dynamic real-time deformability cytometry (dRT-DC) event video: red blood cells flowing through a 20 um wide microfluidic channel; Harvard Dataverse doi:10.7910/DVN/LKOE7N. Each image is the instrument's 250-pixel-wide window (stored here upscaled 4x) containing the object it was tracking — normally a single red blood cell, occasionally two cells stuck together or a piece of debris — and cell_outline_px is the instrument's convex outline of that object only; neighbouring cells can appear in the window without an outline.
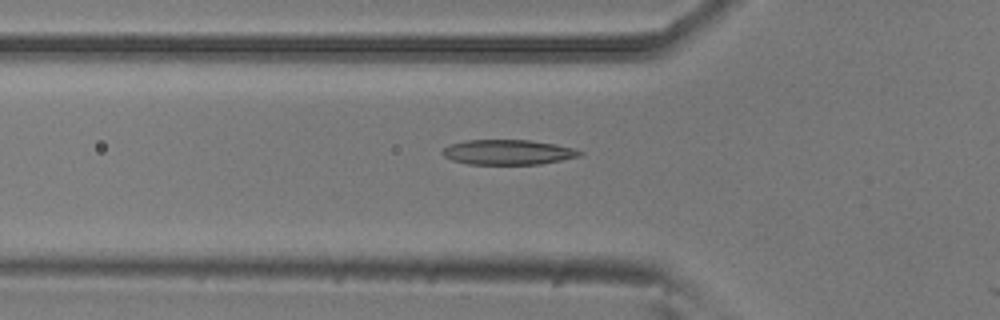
{"species": "common noctule bat (a hibernating species)", "species_latin": "Nyctalus noctula", "temperature_condition": "room temperature", "stored_images_in_passage": 19, "camera_frame_rate_fps": 3000, "um_per_image_px": 0.085, "animal": {"sex": "male", "body_mass_g": 20.5, "forearm_length_mm": 52.5}, "frame": {"image": 1, "passage_image": 18, "time_ms": 5.667, "image_size_px": [1000, 320], "cell_outline_px": [[584, 152], [580, 156], [540, 164], [468, 164], [452, 160], [444, 156], [440, 152], [448, 144], [464, 140], [528, 140], [556, 144], [572, 148]], "centroid_in_image_um": [43.13, 12.93], "position_along_channel_um": 82.7, "area_um2": 20.0}}